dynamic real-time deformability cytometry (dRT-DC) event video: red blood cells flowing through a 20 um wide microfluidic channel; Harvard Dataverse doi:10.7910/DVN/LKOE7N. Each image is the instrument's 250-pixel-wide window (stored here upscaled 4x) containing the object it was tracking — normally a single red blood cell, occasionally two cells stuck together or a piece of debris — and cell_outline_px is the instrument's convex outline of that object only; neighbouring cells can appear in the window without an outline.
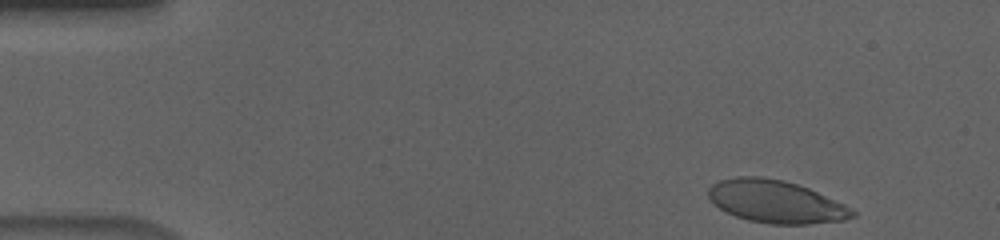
{"species": "human", "species_latin": "Homo sapiens", "temperature_condition": "cold", "stored_images_in_passage": 46, "camera_frame_rate_fps": 3000, "um_per_image_px": 0.085, "donor": {"sex": "male"}, "frame": {"image": 1, "passage_image": 1, "time_ms": 0.0, "image_size_px": [1000, 240], "cell_outline_px": [[856, 216], [844, 220], [808, 224], [768, 224], [748, 220], [724, 212], [708, 196], [708, 188], [712, 184], [720, 180], [736, 176], [760, 176], [784, 180], [808, 188], [844, 204], [856, 212]], "centroid_in_image_um": [65.93, 17.14], "position_along_channel_um": 19.1, "area_um2": 35.72}}
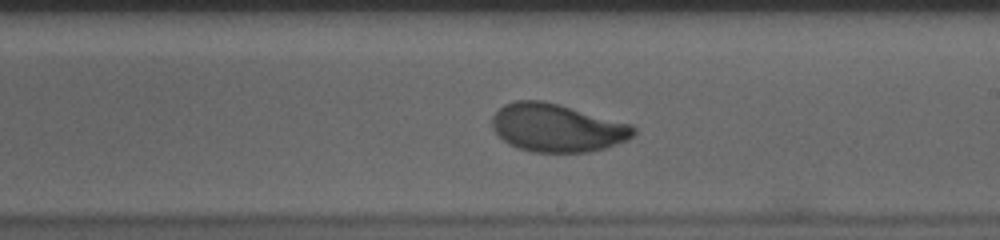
{"frame": {"image": 2, "passage_image": 28, "time_ms": 9.0, "image_size_px": [1000, 240], "cell_outline_px": [[636, 132], [628, 140], [604, 148], [588, 152], [532, 152], [516, 148], [508, 144], [492, 128], [492, 116], [504, 104], [516, 100], [544, 100], [560, 104], [632, 124], [636, 128]], "centroid_in_image_um": [47.35, 10.86], "position_along_channel_um": 241.6, "area_um2": 39.82}}
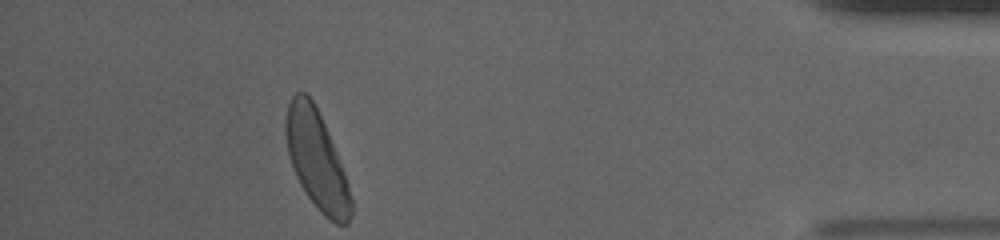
{"frame": {"image": 3, "passage_image": 46, "time_ms": 15.0, "image_size_px": [1000, 240], "cell_outline_px": [[356, 208], [348, 224], [336, 224], [324, 216], [320, 212], [308, 196], [300, 184], [296, 176], [288, 156], [284, 132], [284, 120], [288, 104], [292, 96], [296, 92], [304, 92], [312, 100], [324, 124], [336, 152], [344, 172]], "centroid_in_image_um": [26.92, 13.64], "position_along_channel_um": 408.3, "area_um2": 37.57}, "authors_computed_cell_mechanics": {"area_um2": 38.8416, "velocity_mm_per_s": 3.6208, "shape_relaxation_time_tau1_ms": 2.8536, "shape_relaxation_time_tau2_ms": 0.8124, "deformation_change_tau1": 0.1587, "deformation_change_tau2": 0.054}}